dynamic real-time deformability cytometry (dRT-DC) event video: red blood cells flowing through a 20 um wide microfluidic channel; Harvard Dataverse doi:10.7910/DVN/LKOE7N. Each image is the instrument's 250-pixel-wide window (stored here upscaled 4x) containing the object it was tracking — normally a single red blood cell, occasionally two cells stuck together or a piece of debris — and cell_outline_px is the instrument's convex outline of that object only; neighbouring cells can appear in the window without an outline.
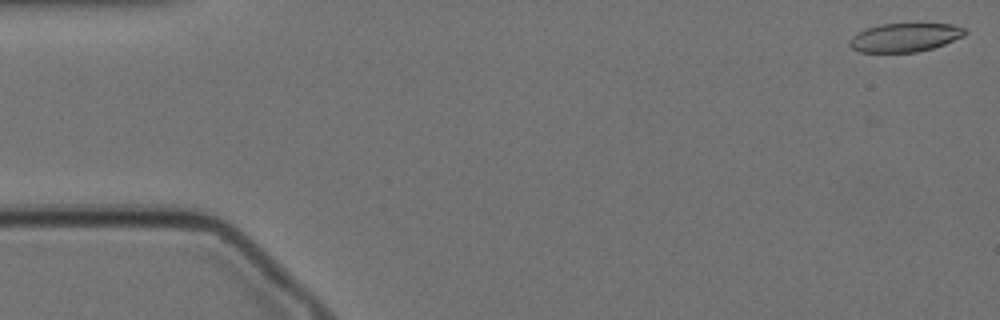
{"species": "Egyptian fruit bat (a non-hibernating species)", "species_latin": "Rousettus aegyptiacus", "temperature_condition": "cold", "stored_images_in_passage": 10, "camera_frame_rate_fps": 3000, "um_per_image_px": 0.085, "animal": {"sex": "female"}, "frame": {"image": 1, "passage_image": 1, "time_ms": 0.0, "image_size_px": [1000, 320], "cell_outline_px": [[968, 32], [964, 36], [944, 44], [932, 48], [916, 52], [860, 52], [852, 48], [848, 44], [852, 36], [856, 32], [880, 24], [952, 24], [964, 28]], "centroid_in_image_um": [76.91, 3.18], "position_along_channel_um": 8.1, "area_um2": 19.19}}